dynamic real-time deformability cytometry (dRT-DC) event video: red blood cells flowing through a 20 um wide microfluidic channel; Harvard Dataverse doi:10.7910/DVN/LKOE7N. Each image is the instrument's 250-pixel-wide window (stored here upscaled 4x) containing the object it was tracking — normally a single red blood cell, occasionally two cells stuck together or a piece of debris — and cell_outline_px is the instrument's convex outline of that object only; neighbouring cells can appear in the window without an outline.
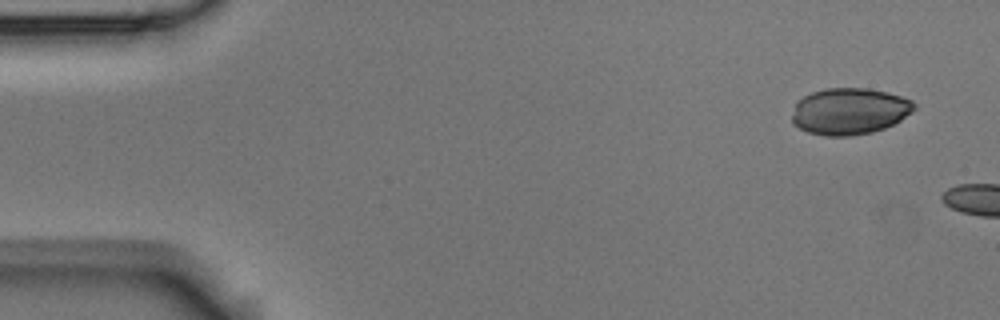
{"species": "Egyptian fruit bat (a non-hibernating species)", "species_latin": "Rousettus aegyptiacus", "temperature_condition": "room temperature", "stored_images_in_passage": 3, "camera_frame_rate_fps": 3000, "um_per_image_px": 0.085, "animal": {"sex": "male"}, "frame": {"image": 1, "passage_image": 1, "time_ms": 0.0, "image_size_px": [1000, 320], "cell_outline_px": [[916, 108], [912, 112], [900, 120], [884, 128], [872, 132], [848, 136], [824, 136], [808, 132], [792, 124], [792, 116], [796, 100], [812, 92], [824, 88], [868, 88], [888, 92], [912, 100], [916, 104]], "centroid_in_image_um": [72.19, 9.45], "position_along_channel_um": 12.8, "area_um2": 33.35}}